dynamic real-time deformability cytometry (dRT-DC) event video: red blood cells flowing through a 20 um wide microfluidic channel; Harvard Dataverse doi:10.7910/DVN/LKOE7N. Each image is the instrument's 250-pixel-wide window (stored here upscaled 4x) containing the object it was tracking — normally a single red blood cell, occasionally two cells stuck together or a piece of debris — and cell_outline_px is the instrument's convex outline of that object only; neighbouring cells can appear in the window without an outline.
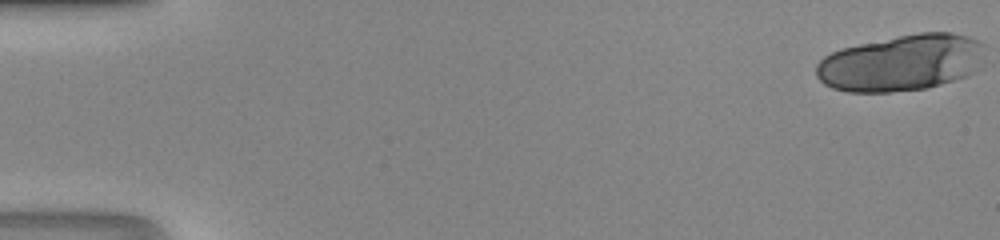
{"species": "human", "species_latin": "Homo sapiens", "temperature_condition": "room temperature", "stored_images_in_passage": 19, "camera_frame_rate_fps": 3000, "um_per_image_px": 0.085, "donor": {"sex": "male"}, "frame": {"image": 1, "passage_image": 1, "time_ms": 0.0, "image_size_px": [1000, 240], "cell_outline_px": [[984, 44], [972, 72], [968, 76], [928, 88], [888, 92], [848, 92], [832, 88], [824, 84], [816, 76], [816, 64], [824, 56], [840, 48], [920, 32], [952, 32], [968, 36], [980, 40]], "centroid_in_image_um": [76.55, 5.34], "position_along_channel_um": 8.4, "area_um2": 55.03}}